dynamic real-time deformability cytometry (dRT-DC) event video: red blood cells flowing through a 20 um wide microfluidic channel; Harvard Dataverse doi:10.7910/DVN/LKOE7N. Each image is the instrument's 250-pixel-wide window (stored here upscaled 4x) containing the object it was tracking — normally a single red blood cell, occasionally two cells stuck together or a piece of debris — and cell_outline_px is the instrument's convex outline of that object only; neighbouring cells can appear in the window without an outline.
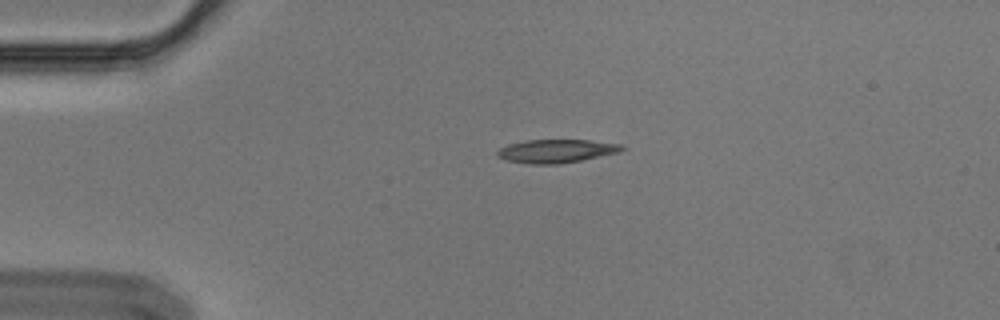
{"species": "Egyptian fruit bat (a non-hibernating species)", "species_latin": "Rousettus aegyptiacus", "temperature_condition": "cold", "stored_images_in_passage": 2, "camera_frame_rate_fps": 3000, "um_per_image_px": 0.085, "animal": {"sex": "male"}, "frame": {"image": 1, "passage_image": 1, "time_ms": 0.0, "image_size_px": [1000, 320], "cell_outline_px": [[628, 148], [620, 152], [580, 160], [556, 164], [532, 164], [504, 160], [496, 156], [496, 152], [500, 148], [508, 144], [524, 140], [588, 140], [624, 144]], "centroid_in_image_um": [47.3, 12.83], "position_along_channel_um": 37.7, "area_um2": 17.11}}